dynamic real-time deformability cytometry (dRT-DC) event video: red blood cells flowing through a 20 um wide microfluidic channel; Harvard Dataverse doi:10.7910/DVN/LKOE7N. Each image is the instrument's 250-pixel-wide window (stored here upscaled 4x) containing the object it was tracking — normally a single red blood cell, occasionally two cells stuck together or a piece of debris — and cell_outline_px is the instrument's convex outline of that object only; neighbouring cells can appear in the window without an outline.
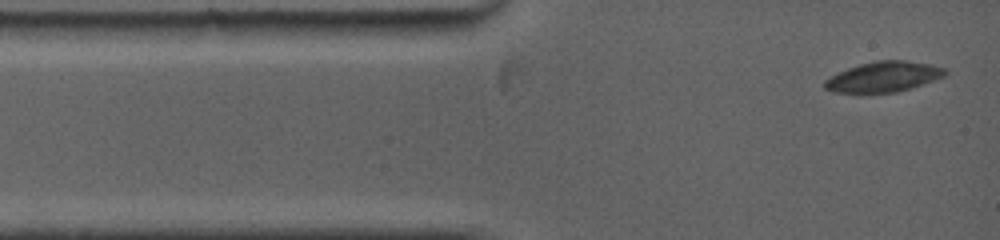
{"species": "common noctule bat (a hibernating species)", "species_latin": "Nyctalus noctula", "temperature_condition": "warm", "stored_images_in_passage": 6, "camera_frame_rate_fps": 5000, "um_per_image_px": 0.085, "animal": {"sex": "female", "body_mass_g": 19.0, "forearm_length_mm": 53.3}, "frame": {"image": 1, "passage_image": 1, "time_ms": 0.0, "image_size_px": [1000, 240], "cell_outline_px": [[948, 72], [944, 76], [896, 92], [860, 96], [832, 92], [824, 88], [824, 80], [848, 68], [860, 64], [876, 60], [904, 60], [928, 64], [944, 68]], "centroid_in_image_um": [75.0, 6.57], "position_along_channel_um": 10.0, "area_um2": 21.68}}
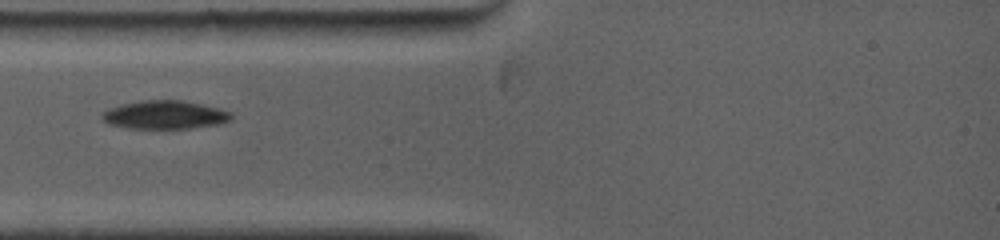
{"frame": {"image": 2, "passage_image": 4, "time_ms": 2.6, "image_size_px": [1000, 240], "cell_outline_px": [[232, 120], [220, 124], [192, 128], [128, 128], [108, 124], [100, 120], [100, 112], [108, 108], [120, 104], [144, 100], [180, 100], [220, 108], [232, 112]], "centroid_in_image_um": [13.97, 9.76], "position_along_channel_um": 71.0, "area_um2": 21.68}}
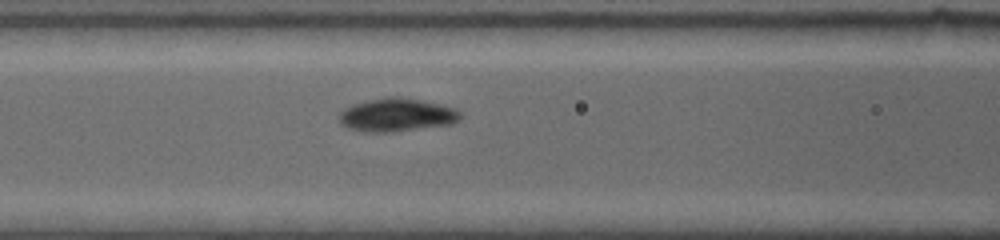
{"frame": {"image": 3, "passage_image": 6, "time_ms": 4.2, "image_size_px": [1000, 240], "cell_outline_px": [[460, 120], [452, 124], [388, 132], [364, 132], [348, 128], [340, 124], [340, 112], [344, 108], [352, 104], [368, 100], [388, 96], [392, 96], [420, 100], [456, 108], [460, 112]], "centroid_in_image_um": [33.7, 9.77], "position_along_channel_um": 132.9, "area_um2": 23.35}}